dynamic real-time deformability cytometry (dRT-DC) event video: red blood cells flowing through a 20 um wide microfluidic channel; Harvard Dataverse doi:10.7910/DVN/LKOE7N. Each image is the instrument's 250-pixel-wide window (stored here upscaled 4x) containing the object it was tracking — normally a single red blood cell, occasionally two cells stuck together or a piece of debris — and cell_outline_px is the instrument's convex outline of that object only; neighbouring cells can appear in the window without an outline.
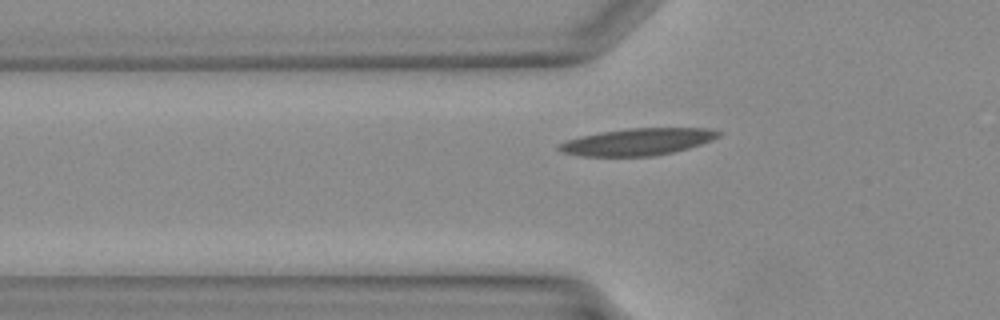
{"species": "Egyptian fruit bat (a non-hibernating species)", "species_latin": "Rousettus aegyptiacus", "temperature_condition": "warm", "stored_images_in_passage": 26, "camera_frame_rate_fps": 3000, "um_per_image_px": 0.085, "animal": {"sex": "female"}, "frame": {"image": 1, "passage_image": 4, "time_ms": 1.0, "image_size_px": [1000, 320], "cell_outline_px": [[724, 132], [720, 136], [712, 140], [688, 148], [656, 156], [580, 156], [560, 152], [556, 148], [556, 144], [564, 140], [580, 136], [600, 132], [628, 128], [708, 128]], "centroid_in_image_um": [54.15, 12.05], "position_along_channel_um": 71.7, "area_um2": 25.37}}
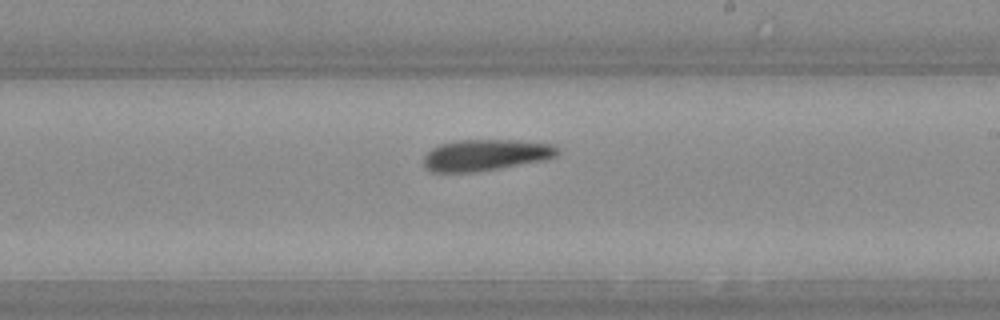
{"frame": {"image": 2, "passage_image": 14, "time_ms": 4.333, "image_size_px": [1000, 320], "cell_outline_px": [[560, 152], [556, 156], [544, 160], [500, 168], [476, 172], [432, 172], [424, 168], [424, 156], [432, 148], [440, 144], [456, 140], [516, 140], [556, 144], [560, 148]], "centroid_in_image_um": [41.31, 13.17], "position_along_channel_um": 247.7, "area_um2": 24.68}}
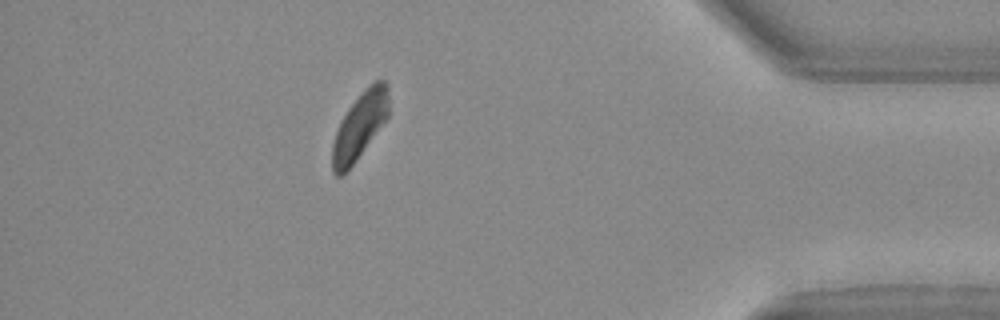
{"frame": {"image": 3, "passage_image": 25, "time_ms": 8.0, "image_size_px": [1000, 320], "cell_outline_px": [[388, 116], [356, 160], [340, 176], [336, 176], [332, 172], [332, 144], [336, 132], [348, 108], [364, 88], [368, 84], [376, 80], [384, 80], [388, 84]], "centroid_in_image_um": [30.57, 10.66], "position_along_channel_um": 404.6, "area_um2": 21.5}}